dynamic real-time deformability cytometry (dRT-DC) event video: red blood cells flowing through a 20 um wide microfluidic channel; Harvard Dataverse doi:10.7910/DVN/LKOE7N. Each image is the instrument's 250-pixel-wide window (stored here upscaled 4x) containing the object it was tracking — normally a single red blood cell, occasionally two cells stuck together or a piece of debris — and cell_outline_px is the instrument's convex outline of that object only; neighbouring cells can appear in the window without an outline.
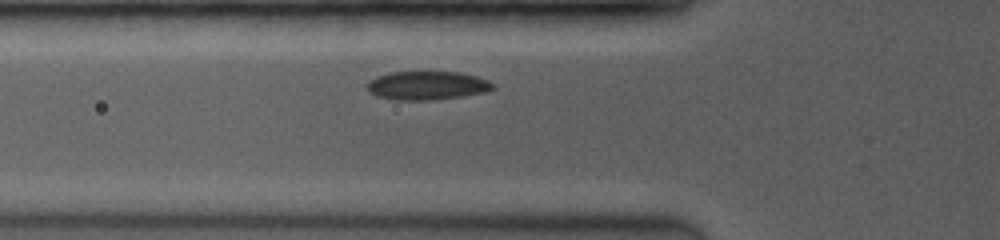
{"species": "common noctule bat (a hibernating species)", "species_latin": "Nyctalus noctula", "temperature_condition": "room temperature", "stored_images_in_passage": 17, "camera_frame_rate_fps": 3500, "um_per_image_px": 0.085, "animal": {"sex": "female", "body_mass_g": 19.0, "forearm_length_mm": 53.3}, "frame": {"image": 1, "passage_image": 5, "time_ms": 1.714, "image_size_px": [1000, 240], "cell_outline_px": [[496, 88], [484, 92], [460, 96], [432, 100], [396, 100], [376, 96], [368, 88], [368, 84], [376, 76], [392, 72], [460, 72], [476, 76], [488, 80]], "centroid_in_image_um": [36.32, 7.27], "position_along_channel_um": 89.5, "area_um2": 20.69}}
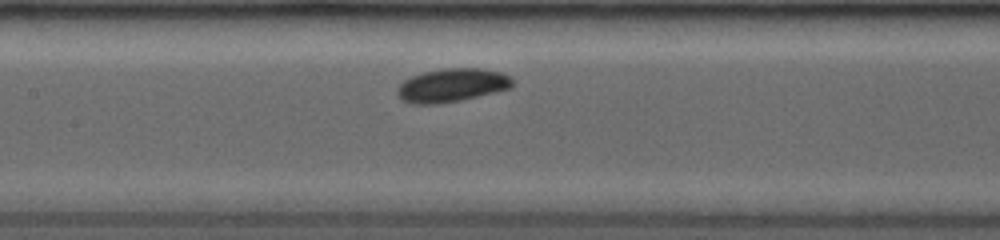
{"frame": {"image": 2, "passage_image": 10, "time_ms": 3.714, "image_size_px": [1000, 240], "cell_outline_px": [[512, 84], [508, 88], [460, 100], [436, 104], [412, 104], [404, 100], [396, 92], [396, 88], [404, 80], [412, 76], [424, 72], [444, 68], [484, 68], [504, 72], [512, 80]], "centroid_in_image_um": [38.39, 7.23], "position_along_channel_um": 169.0, "area_um2": 22.2}}
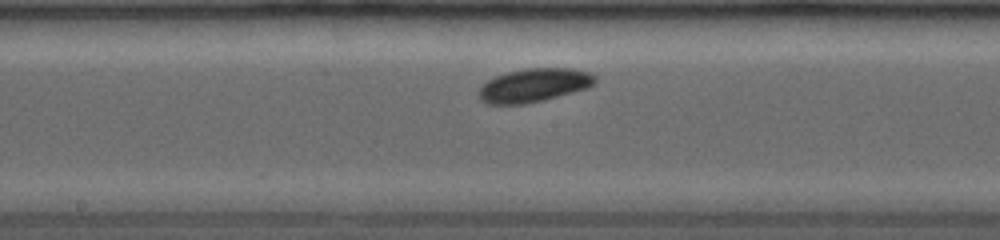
{"frame": {"image": 3, "passage_image": 12, "time_ms": 4.571, "image_size_px": [1000, 240], "cell_outline_px": [[596, 80], [588, 88], [544, 100], [524, 104], [488, 104], [480, 100], [480, 88], [488, 80], [496, 76], [508, 72], [524, 68], [572, 68], [588, 72], [596, 76]], "centroid_in_image_um": [45.4, 7.24], "position_along_channel_um": 202.8, "area_um2": 22.6}}